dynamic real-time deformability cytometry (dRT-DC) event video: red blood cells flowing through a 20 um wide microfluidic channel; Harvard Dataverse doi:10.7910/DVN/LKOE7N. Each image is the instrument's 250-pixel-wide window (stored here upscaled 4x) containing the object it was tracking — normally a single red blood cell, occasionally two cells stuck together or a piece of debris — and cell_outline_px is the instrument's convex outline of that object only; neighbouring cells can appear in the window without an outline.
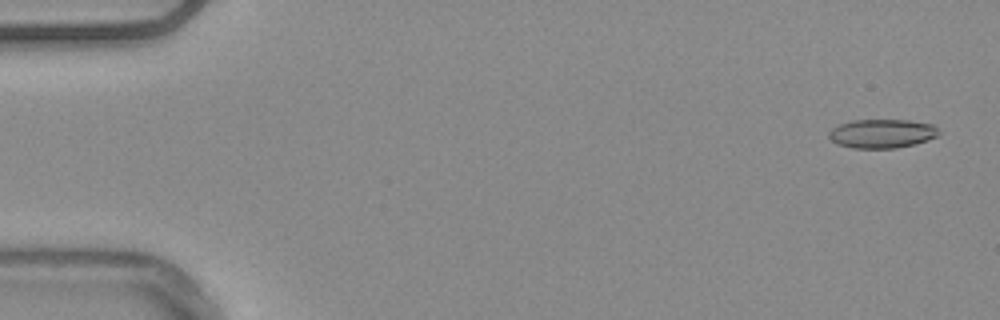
{"species": "common noctule bat (a hibernating species)", "species_latin": "Nyctalus noctula", "temperature_condition": "warm", "stored_images_in_passage": 54, "camera_frame_rate_fps": 3000, "um_per_image_px": 0.085, "animal": {"sex": "male", "body_mass_g": 20.4}, "frame": {"image": 1, "passage_image": 2, "time_ms": 0.333, "image_size_px": [1000, 320], "cell_outline_px": [[940, 132], [936, 136], [912, 144], [896, 148], [852, 148], [836, 144], [828, 136], [828, 132], [832, 128], [840, 124], [852, 120], [908, 120], [932, 124]], "centroid_in_image_um": [74.91, 11.35], "position_along_channel_um": 10.1, "area_um2": 18.32}}
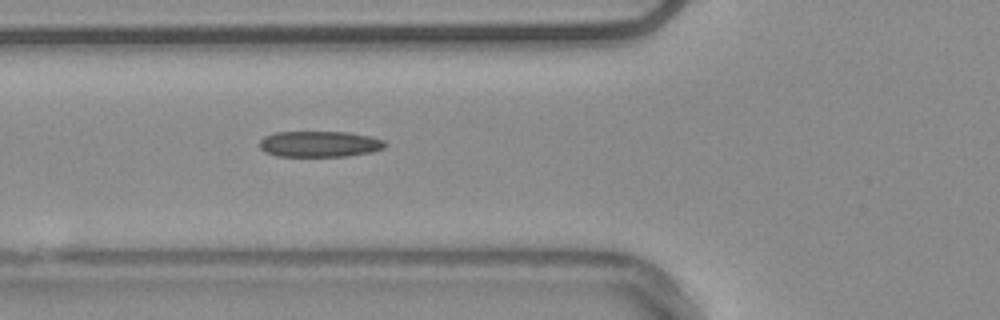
{"frame": {"image": 2, "passage_image": 20, "time_ms": 6.333, "image_size_px": [1000, 320], "cell_outline_px": [[388, 144], [384, 148], [372, 152], [348, 156], [276, 156], [264, 152], [260, 148], [260, 140], [264, 136], [276, 132], [348, 132], [368, 136], [384, 140]], "centroid_in_image_um": [27.16, 12.24], "position_along_channel_um": 98.6, "area_um2": 19.07}}
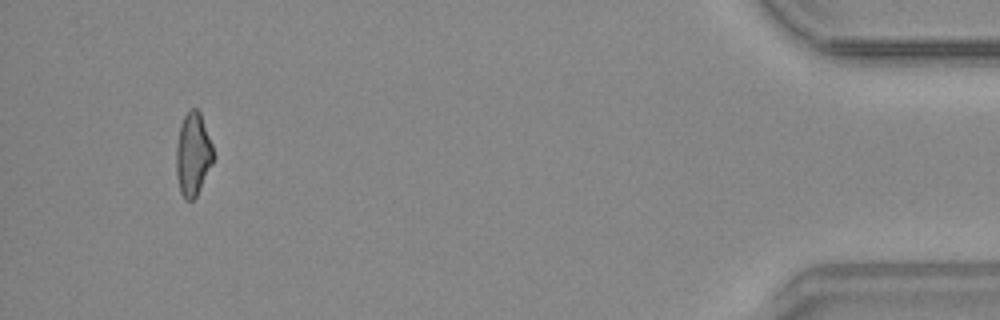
{"frame": {"image": 3, "passage_image": 51, "time_ms": 16.667, "image_size_px": [1000, 320], "cell_outline_px": [[216, 156], [196, 196], [192, 200], [184, 200], [180, 192], [176, 176], [176, 148], [180, 124], [184, 116], [192, 108], [196, 108], [200, 112], [212, 144]], "centroid_in_image_um": [16.4, 13.12], "position_along_channel_um": 418.8, "area_um2": 18.09}, "authors_computed_cell_mechanics": {"area_um2": 18.9006, "velocity_mm_per_s": 3.7932, "shape_relaxation_time_tau1_ms": 11.1655, "shape_relaxation_time_tau2_ms": 3.2031, "deformation_change_tau1": 0.2316, "deformation_change_tau2": 0.1379}}